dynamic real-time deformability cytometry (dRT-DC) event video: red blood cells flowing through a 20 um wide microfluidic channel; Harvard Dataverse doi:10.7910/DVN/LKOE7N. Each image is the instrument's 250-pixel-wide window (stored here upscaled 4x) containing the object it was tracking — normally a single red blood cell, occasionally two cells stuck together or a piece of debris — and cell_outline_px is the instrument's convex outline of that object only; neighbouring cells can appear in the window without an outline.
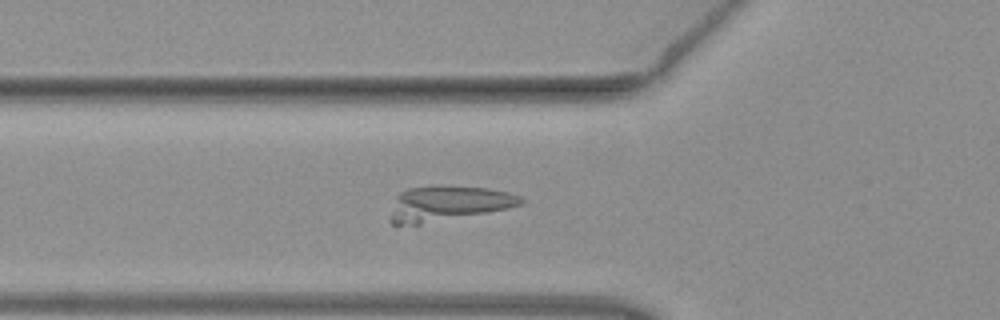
{"species": "common noctule bat (a hibernating species)", "species_latin": "Nyctalus noctula", "temperature_condition": "warm", "stored_images_in_passage": 50, "camera_frame_rate_fps": 3000, "um_per_image_px": 0.085, "animal": {"sex": "female", "body_mass_g": 19.3, "forearm_length_mm": 54.1}, "frame": {"image": 1, "passage_image": 17, "time_ms": 5.333, "image_size_px": [1000, 320], "cell_outline_px": [[524, 200], [520, 204], [508, 208], [420, 224], [392, 224], [388, 220], [396, 196], [400, 192], [408, 188], [436, 184], [440, 184], [488, 188], [508, 192], [520, 196]], "centroid_in_image_um": [38.03, 17.26], "position_along_channel_um": 87.8, "area_um2": 26.7}}
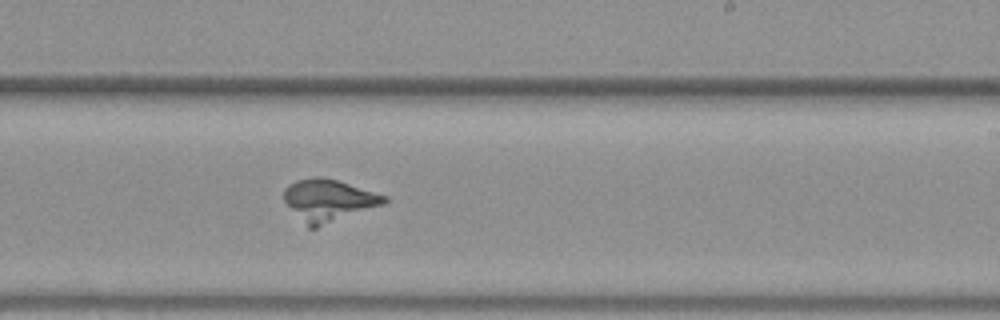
{"frame": {"image": 2, "passage_image": 30, "time_ms": 9.667, "image_size_px": [1000, 320], "cell_outline_px": [[388, 200], [384, 204], [316, 228], [308, 228], [284, 200], [284, 188], [288, 184], [296, 180], [316, 176], [320, 176], [336, 180], [388, 196]], "centroid_in_image_um": [27.92, 17.02], "position_along_channel_um": 261.1, "area_um2": 24.33}}
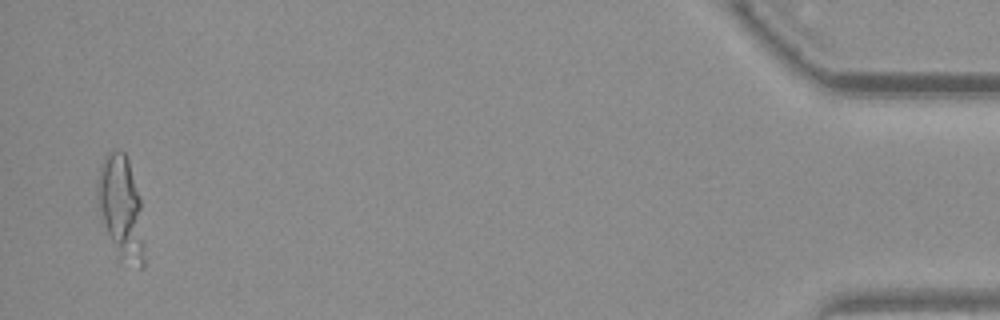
{"frame": {"image": 3, "passage_image": 49, "time_ms": 16.0, "image_size_px": [1000, 320], "cell_outline_px": [[144, 268], [140, 268], [116, 264], [104, 224], [96, 196], [96, 180], [100, 164], [104, 156], [108, 152], [116, 148], [120, 148], [124, 152], [128, 160], [140, 200], [144, 244]], "centroid_in_image_um": [10.27, 17.77], "position_along_channel_um": 424.9, "area_um2": 29.3}}